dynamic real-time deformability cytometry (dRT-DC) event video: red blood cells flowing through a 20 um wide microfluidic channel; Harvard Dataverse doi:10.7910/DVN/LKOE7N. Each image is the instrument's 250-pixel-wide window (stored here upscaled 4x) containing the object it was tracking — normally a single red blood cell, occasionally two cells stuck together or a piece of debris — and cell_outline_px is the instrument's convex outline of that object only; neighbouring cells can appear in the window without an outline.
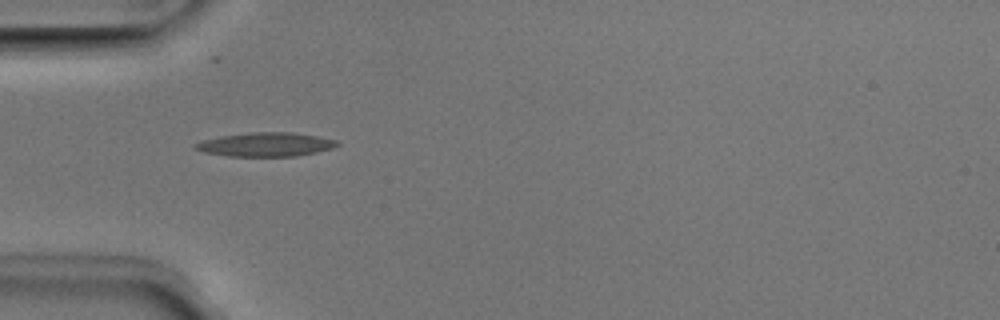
{"species": "Egyptian fruit bat (a non-hibernating species)", "species_latin": "Rousettus aegyptiacus", "temperature_condition": "room temperature", "stored_images_in_passage": 36, "camera_frame_rate_fps": 3000, "um_per_image_px": 0.085, "animal": {"sex": "male"}, "frame": {"image": 1, "passage_image": 3, "time_ms": 0.667, "image_size_px": [1000, 320], "cell_outline_px": [[340, 144], [332, 148], [316, 152], [296, 156], [228, 156], [204, 152], [196, 148], [192, 144], [204, 140], [220, 136], [248, 132], [292, 132], [320, 136], [340, 140]], "centroid_in_image_um": [22.64, 12.27], "position_along_channel_um": 62.4, "area_um2": 19.88}}
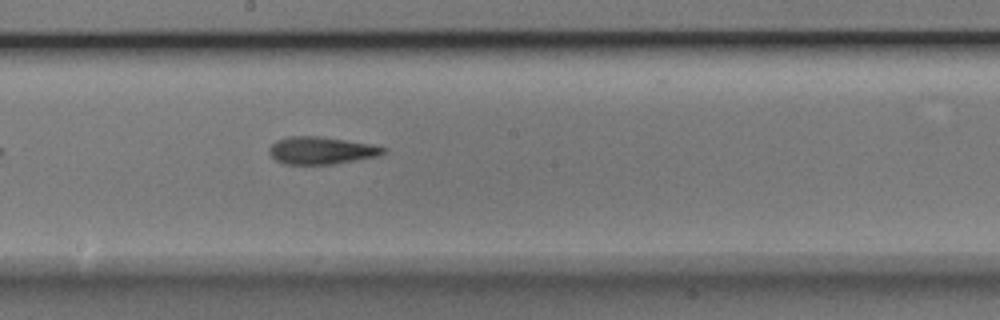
{"frame": {"image": 2, "passage_image": 15, "time_ms": 4.667, "image_size_px": [1000, 320], "cell_outline_px": [[388, 152], [376, 156], [332, 164], [284, 164], [276, 160], [268, 152], [268, 148], [276, 140], [288, 136], [320, 136], [372, 144], [388, 148]], "centroid_in_image_um": [27.3, 12.78], "position_along_channel_um": 220.9, "area_um2": 18.26}}
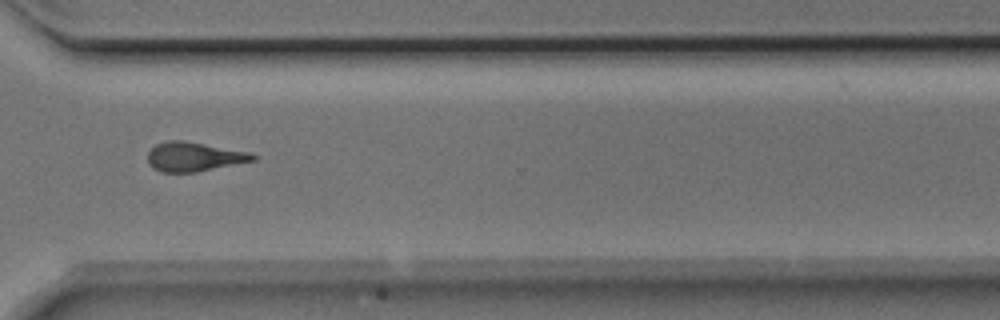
{"frame": {"image": 3, "passage_image": 25, "time_ms": 8.0, "image_size_px": [1000, 320], "cell_outline_px": [[260, 156], [256, 160], [196, 172], [160, 172], [152, 168], [148, 164], [148, 152], [156, 144], [168, 140], [180, 140], [248, 152]], "centroid_in_image_um": [16.47, 13.33], "position_along_channel_um": 354.1, "area_um2": 17.8}, "authors_computed_cell_mechanics": {"area_um2": 17.9469, "velocity_mm_per_s": 4.0034, "shape_relaxation_time_tau1_ms": 6.5947, "shape_relaxation_time_tau2_ms": 3.4914, "deformation_change_tau1": 0.197, "deformation_change_tau2": 0.148}}